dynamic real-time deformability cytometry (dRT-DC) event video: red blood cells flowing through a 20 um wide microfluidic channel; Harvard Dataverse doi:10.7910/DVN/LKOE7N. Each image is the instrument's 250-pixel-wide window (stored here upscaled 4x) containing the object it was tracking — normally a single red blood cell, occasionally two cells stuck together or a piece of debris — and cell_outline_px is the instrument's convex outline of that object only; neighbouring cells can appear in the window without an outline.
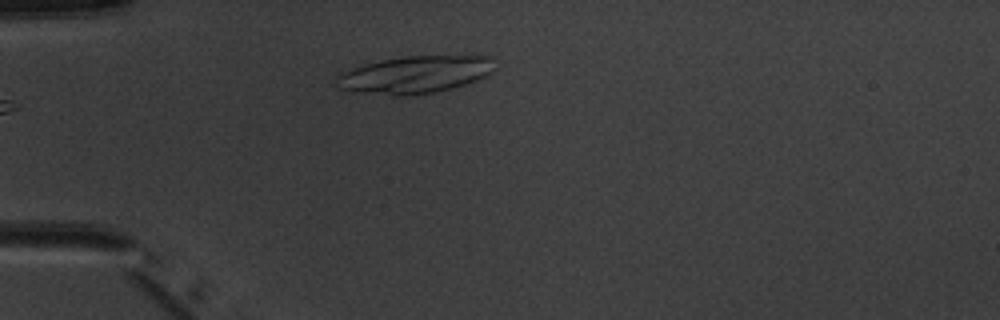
{"species": "common noctule bat (a hibernating species)", "species_latin": "Nyctalus noctula", "temperature_condition": "warm", "stored_images_in_passage": 1, "camera_frame_rate_fps": 3000, "um_per_image_px": 0.085, "animal": {"sex": "male", "body_mass_g": 20.1, "forearm_length_mm": 53.5}, "frame": {"image": 1, "passage_image": 1, "time_ms": 0.0, "image_size_px": [1000, 320], "cell_outline_px": [[496, 68], [488, 76], [452, 88], [436, 92], [412, 96], [392, 96], [356, 92], [340, 88], [336, 84], [332, 76], [340, 72], [364, 64], [380, 60], [408, 56], [492, 56]], "centroid_in_image_um": [35.24, 6.35], "position_along_channel_um": 49.8, "area_um2": 34.97}}